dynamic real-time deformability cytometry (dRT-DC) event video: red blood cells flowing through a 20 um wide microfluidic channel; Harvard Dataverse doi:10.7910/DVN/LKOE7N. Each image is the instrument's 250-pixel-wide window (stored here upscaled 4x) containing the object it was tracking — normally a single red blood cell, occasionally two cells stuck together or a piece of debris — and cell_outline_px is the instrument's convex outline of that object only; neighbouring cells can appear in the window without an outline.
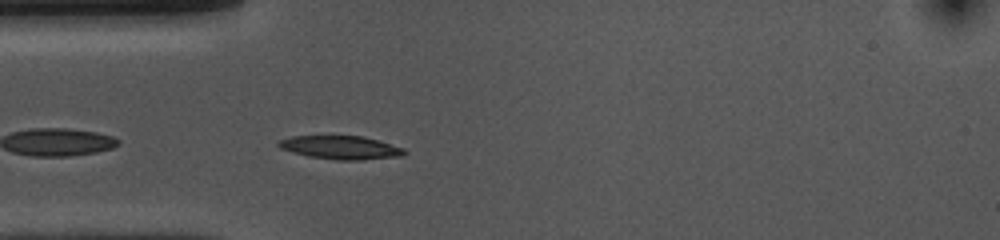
{"species": "common noctule bat (a hibernating species)", "species_latin": "Nyctalus noctula", "temperature_condition": "cold", "stored_images_in_passage": 42, "camera_frame_rate_fps": 3000, "um_per_image_px": 0.085, "animal": {"sex": "female", "body_mass_g": 10.0, "forearm_length_mm": 53.1}, "frame": {"image": 1, "passage_image": 3, "time_ms": 0.667, "image_size_px": [1000, 240], "cell_outline_px": [[408, 152], [404, 156], [360, 160], [336, 160], [308, 156], [292, 152], [280, 148], [276, 144], [280, 140], [292, 136], [364, 136], [404, 148]], "centroid_in_image_um": [28.99, 12.54], "position_along_channel_um": 56.0, "area_um2": 17.22}}
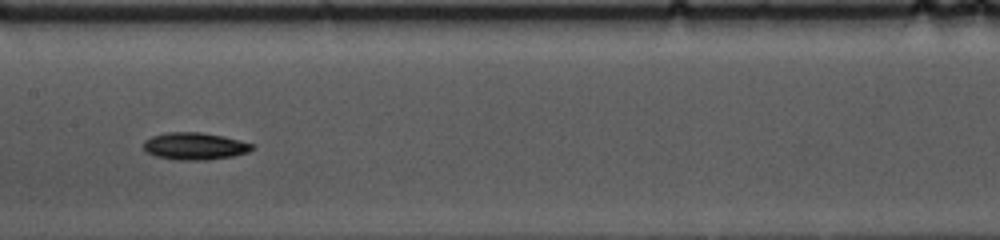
{"frame": {"image": 2, "passage_image": 14, "time_ms": 4.333, "image_size_px": [1000, 240], "cell_outline_px": [[256, 148], [248, 152], [232, 156], [208, 160], [176, 160], [156, 156], [148, 152], [144, 148], [144, 140], [152, 136], [168, 132], [200, 132], [224, 136], [256, 144]], "centroid_in_image_um": [16.61, 12.42], "position_along_channel_um": 190.8, "area_um2": 17.34}}
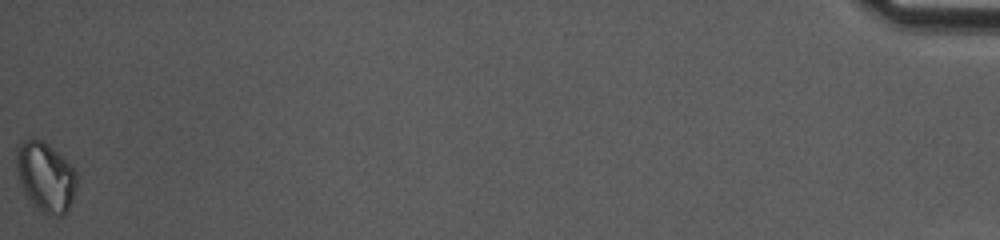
{"frame": {"image": 3, "passage_image": 42, "time_ms": 13.667, "image_size_px": [1000, 240], "cell_outline_px": [[76, 188], [72, 200], [64, 216], [44, 216], [36, 208], [24, 192], [20, 184], [16, 172], [16, 148], [20, 140], [28, 136], [32, 136], [48, 144], [76, 172]], "centroid_in_image_um": [3.82, 15.04], "position_along_channel_um": 431.4, "area_um2": 24.8}, "authors_computed_cell_mechanics": {"area_um2": 16.6753, "velocity_mm_per_s": 3.71, "shape_relaxation_time_tau1_ms": 2.1826, "shape_relaxation_time_tau2_ms": null, "deformation_change_tau1": 0.1037, "deformation_change_tau2": null}}